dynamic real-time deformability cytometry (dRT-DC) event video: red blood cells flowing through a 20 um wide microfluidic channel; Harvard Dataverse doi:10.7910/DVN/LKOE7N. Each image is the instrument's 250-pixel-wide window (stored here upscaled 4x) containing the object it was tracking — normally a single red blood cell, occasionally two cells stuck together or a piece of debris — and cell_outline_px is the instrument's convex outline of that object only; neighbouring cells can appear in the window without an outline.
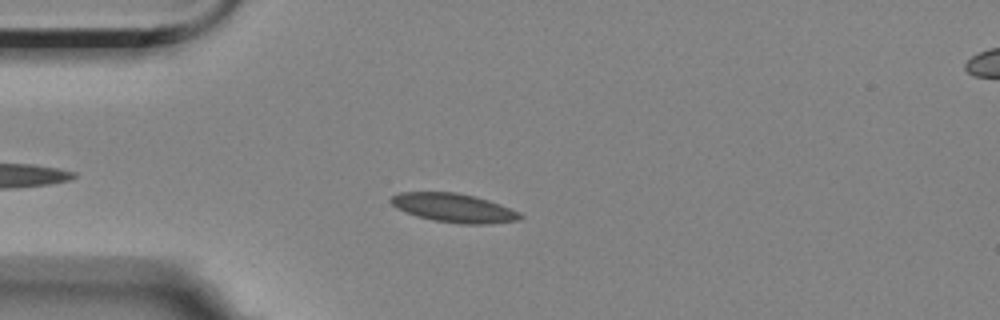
{"species": "Egyptian fruit bat (a non-hibernating species)", "species_latin": "Rousettus aegyptiacus", "temperature_condition": "room temperature", "stored_images_in_passage": 5, "segment_of_instrument_passage": [1, 2], "camera_frame_rate_fps": 3000, "um_per_image_px": 0.085, "animal": {"sex": "female"}, "frame": {"image": 1, "passage_image": 4, "time_ms": 3.333, "image_size_px": [1000, 320], "cell_outline_px": [[524, 216], [520, 220], [488, 224], [460, 224], [432, 220], [416, 216], [404, 212], [396, 208], [388, 200], [392, 196], [400, 192], [456, 192], [476, 196], [500, 204], [520, 212]], "centroid_in_image_um": [38.57, 17.67], "position_along_channel_um": 46.4, "area_um2": 21.96}}